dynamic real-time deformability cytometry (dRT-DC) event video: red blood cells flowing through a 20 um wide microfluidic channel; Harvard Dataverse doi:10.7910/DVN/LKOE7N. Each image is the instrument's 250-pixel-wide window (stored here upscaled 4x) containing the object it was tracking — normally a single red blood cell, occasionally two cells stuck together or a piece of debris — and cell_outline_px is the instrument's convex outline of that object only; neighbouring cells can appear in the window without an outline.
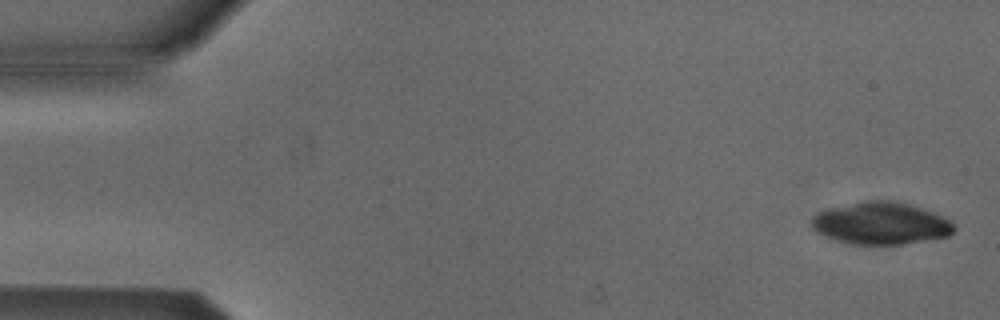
{"species": "Egyptian fruit bat (a non-hibernating species)", "species_latin": "Rousettus aegyptiacus", "temperature_condition": "cold", "stored_images_in_passage": 5, "camera_frame_rate_fps": 3000, "um_per_image_px": 0.085, "animal": {"sex": "male"}, "frame": {"image": 1, "passage_image": 1, "time_ms": 0.0, "image_size_px": [1000, 320], "cell_outline_px": [[956, 228], [948, 236], [900, 244], [852, 244], [836, 240], [824, 236], [816, 232], [812, 228], [812, 216], [816, 212], [828, 208], [864, 200], [888, 200], [908, 204], [932, 212], [952, 220]], "centroid_in_image_um": [74.84, 18.97], "position_along_channel_um": 10.2, "area_um2": 34.97}}